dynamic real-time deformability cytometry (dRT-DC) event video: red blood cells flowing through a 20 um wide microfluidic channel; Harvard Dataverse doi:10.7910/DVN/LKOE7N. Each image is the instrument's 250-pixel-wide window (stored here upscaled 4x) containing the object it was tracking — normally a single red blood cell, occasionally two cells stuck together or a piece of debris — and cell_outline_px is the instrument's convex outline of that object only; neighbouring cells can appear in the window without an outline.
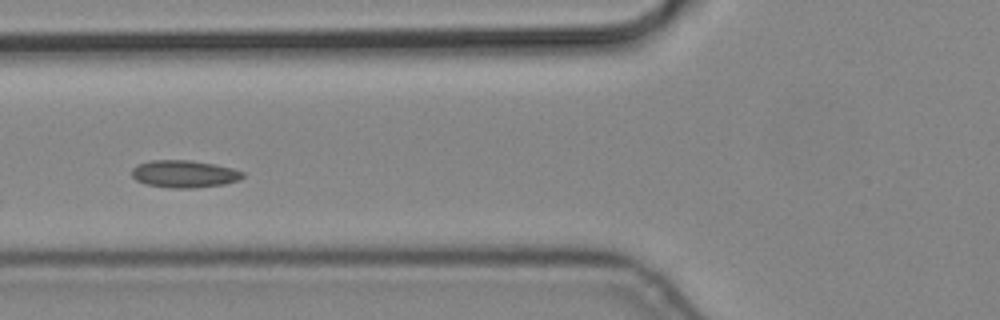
{"species": "common noctule bat (a hibernating species)", "species_latin": "Nyctalus noctula", "temperature_condition": "cold", "stored_images_in_passage": 8, "camera_frame_rate_fps": 3000, "um_per_image_px": 0.085, "animal": {"sex": "male", "body_mass_g": 19.2, "forearm_length_mm": 51.8}, "frame": {"image": 1, "passage_image": 4, "time_ms": 1.0, "image_size_px": [1000, 320], "cell_outline_px": [[244, 176], [240, 180], [224, 184], [192, 188], [168, 188], [148, 184], [136, 180], [132, 176], [132, 168], [136, 164], [152, 160], [192, 160], [232, 168], [244, 172]], "centroid_in_image_um": [15.65, 14.78], "position_along_channel_um": 110.1, "area_um2": 17.69}}
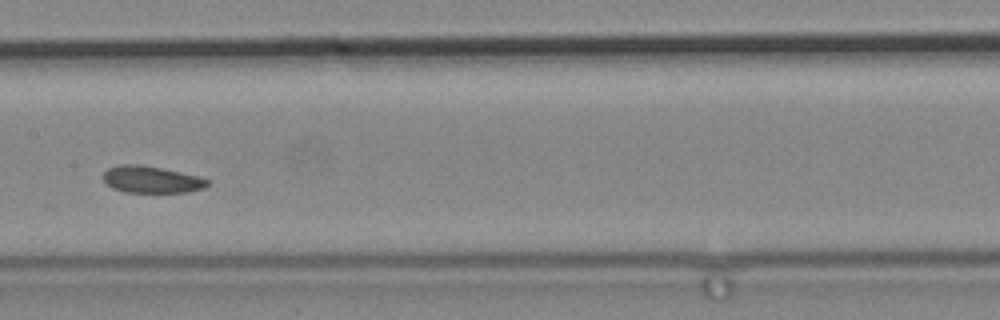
{"frame": {"image": 2, "passage_image": 6, "time_ms": 1.667, "image_size_px": [1000, 320], "cell_outline_px": [[208, 184], [204, 188], [188, 192], [124, 192], [112, 188], [104, 184], [104, 172], [108, 168], [120, 164], [140, 164], [200, 176], [208, 180]], "centroid_in_image_um": [12.84, 15.26], "position_along_channel_um": 194.6, "area_um2": 16.36}}
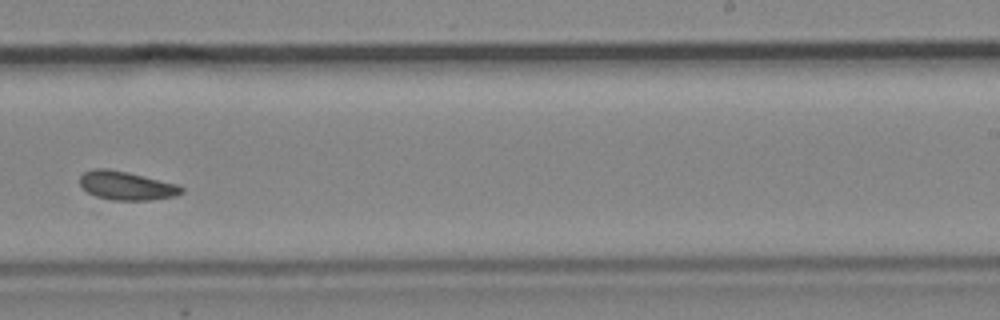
{"frame": {"image": 3, "passage_image": 8, "time_ms": 2.333, "image_size_px": [1000, 320], "cell_outline_px": [[184, 192], [176, 196], [152, 200], [112, 200], [96, 196], [88, 192], [80, 184], [80, 176], [84, 172], [92, 168], [108, 168], [128, 172], [176, 184], [184, 188]], "centroid_in_image_um": [10.75, 15.78], "position_along_channel_um": 278.2, "area_um2": 16.99}}